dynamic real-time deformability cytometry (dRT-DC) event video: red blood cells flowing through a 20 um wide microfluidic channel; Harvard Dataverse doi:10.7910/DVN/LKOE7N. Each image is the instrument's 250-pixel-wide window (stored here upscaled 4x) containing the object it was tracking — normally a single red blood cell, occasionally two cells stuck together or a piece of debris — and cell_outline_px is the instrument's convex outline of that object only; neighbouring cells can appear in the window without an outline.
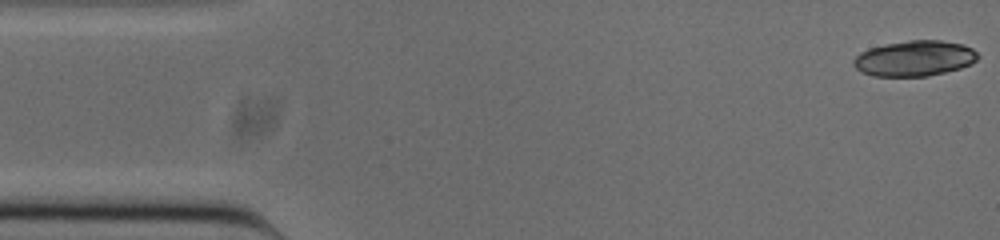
{"species": "common noctule bat (a hibernating species)", "species_latin": "Nyctalus noctula", "temperature_condition": "cold", "stored_images_in_passage": 51, "camera_frame_rate_fps": 3000, "um_per_image_px": 0.085, "animal": {"sex": "male", "body_mass_g": 20.0, "forearm_length_mm": 53.3}, "frame": {"image": 1, "passage_image": 1, "time_ms": 0.0, "image_size_px": [1000, 240], "cell_outline_px": [[980, 56], [972, 64], [960, 68], [928, 76], [872, 76], [860, 72], [852, 64], [852, 60], [860, 52], [868, 48], [884, 44], [908, 40], [940, 40], [964, 44], [972, 48]], "centroid_in_image_um": [77.71, 4.96], "position_along_channel_um": 7.3, "area_um2": 26.01}}
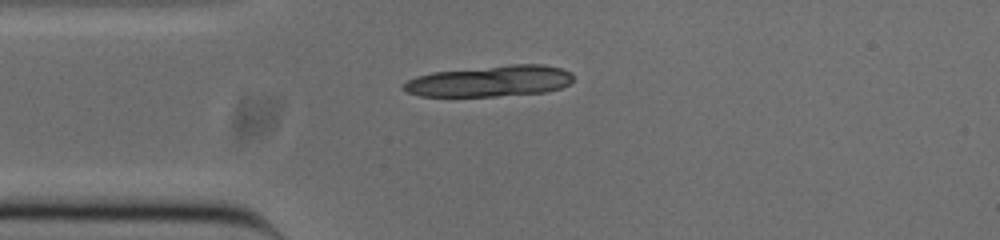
{"frame": {"image": 2, "passage_image": 12, "time_ms": 3.667, "image_size_px": [1000, 240], "cell_outline_px": [[572, 80], [568, 84], [560, 88], [548, 92], [496, 96], [420, 96], [408, 92], [400, 88], [408, 80], [416, 76], [432, 72], [512, 64], [540, 64], [560, 68], [572, 72]], "centroid_in_image_um": [41.65, 6.89], "position_along_channel_um": 43.4, "area_um2": 30.75}, "authors_computed_cell_mechanics": {"area_um2": 26.01, "velocity_mm_per_s": 3.8555, "shape_relaxation_time_tau1_ms": null, "shape_relaxation_time_tau2_ms": 1.1673, "deformation_change_tau1": null, "deformation_change_tau2": 0.0384}}